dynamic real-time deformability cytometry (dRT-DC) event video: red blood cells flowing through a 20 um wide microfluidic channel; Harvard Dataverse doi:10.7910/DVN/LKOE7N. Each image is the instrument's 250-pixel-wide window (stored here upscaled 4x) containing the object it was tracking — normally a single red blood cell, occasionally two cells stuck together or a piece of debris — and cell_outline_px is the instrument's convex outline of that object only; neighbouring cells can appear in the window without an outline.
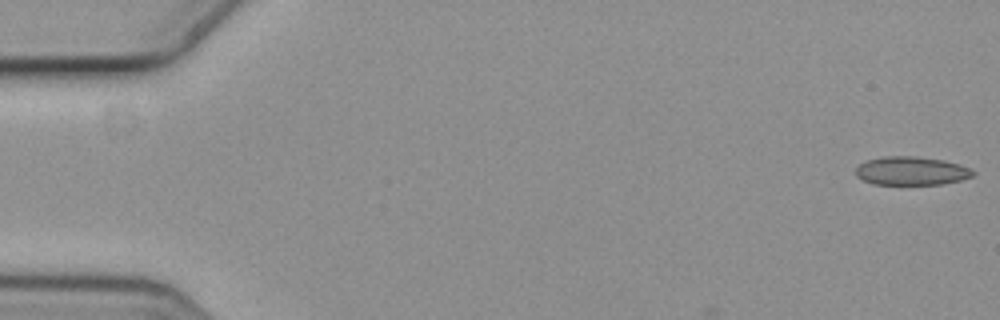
{"species": "common noctule bat (a hibernating species)", "species_latin": "Nyctalus noctula", "temperature_condition": "cold", "stored_images_in_passage": 4, "camera_frame_rate_fps": 3000, "um_per_image_px": 0.085, "animal": {"sex": "female", "body_mass_g": 19.3, "forearm_length_mm": 54.1}, "frame": {"image": 1, "passage_image": 1, "time_ms": 0.0, "image_size_px": [1000, 320], "cell_outline_px": [[976, 172], [972, 176], [960, 180], [940, 184], [872, 184], [856, 176], [856, 168], [860, 164], [868, 160], [880, 156], [916, 156], [944, 160], [960, 164]], "centroid_in_image_um": [77.45, 14.52], "position_along_channel_um": 7.5, "area_um2": 19.42}}